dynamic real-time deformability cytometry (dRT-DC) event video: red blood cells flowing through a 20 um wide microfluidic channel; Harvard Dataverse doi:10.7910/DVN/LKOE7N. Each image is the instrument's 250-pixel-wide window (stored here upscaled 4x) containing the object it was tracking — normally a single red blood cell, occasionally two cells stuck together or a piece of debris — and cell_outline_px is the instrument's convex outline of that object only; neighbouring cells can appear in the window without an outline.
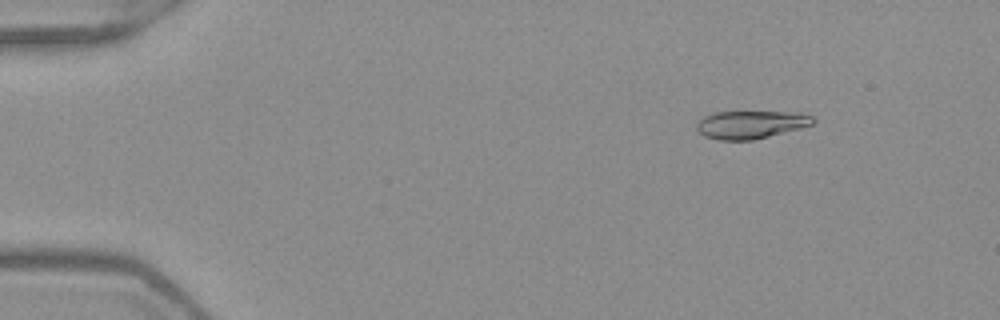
{"species": "Egyptian fruit bat (a non-hibernating species)", "species_latin": "Rousettus aegyptiacus", "temperature_condition": "warm", "stored_images_in_passage": 50, "camera_frame_rate_fps": 3000, "um_per_image_px": 0.085, "frame": {"image": 1, "passage_image": 5, "time_ms": 1.333, "image_size_px": [1000, 320], "cell_outline_px": [[816, 120], [812, 124], [800, 128], [752, 140], [720, 140], [704, 136], [696, 128], [696, 124], [704, 116], [716, 112], [796, 112], [812, 116]], "centroid_in_image_um": [63.81, 10.58], "position_along_channel_um": 21.2, "area_um2": 18.73}}
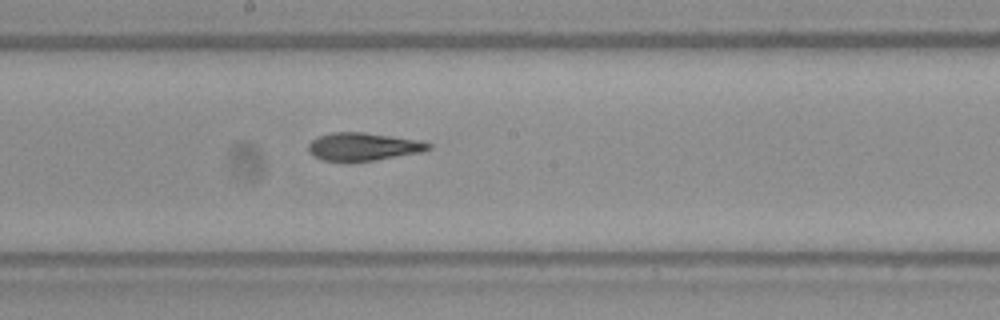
{"frame": {"image": 2, "passage_image": 27, "time_ms": 8.667, "image_size_px": [1000, 320], "cell_outline_px": [[432, 148], [420, 152], [376, 160], [320, 160], [312, 156], [308, 152], [308, 144], [312, 140], [320, 136], [332, 132], [364, 132], [420, 140], [432, 144]], "centroid_in_image_um": [30.87, 12.45], "position_along_channel_um": 217.3, "area_um2": 19.36}}
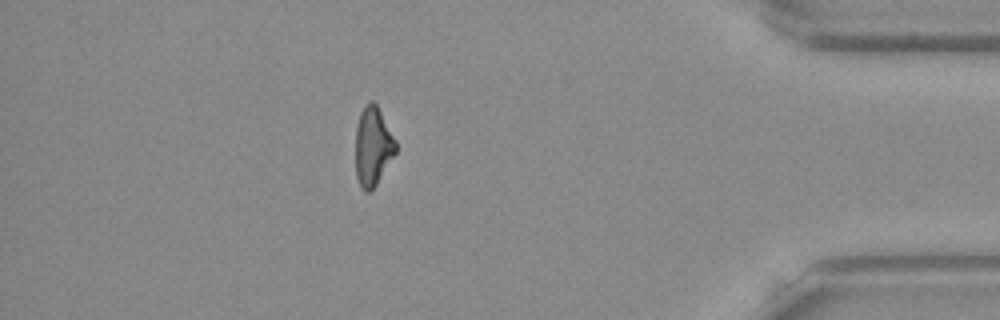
{"frame": {"image": 3, "passage_image": 44, "time_ms": 14.333, "image_size_px": [1000, 320], "cell_outline_px": [[396, 152], [376, 184], [368, 192], [364, 192], [356, 176], [356, 124], [360, 112], [364, 104], [372, 100], [376, 104], [396, 140]], "centroid_in_image_um": [31.68, 12.41], "position_along_channel_um": 403.5, "area_um2": 18.32}, "authors_computed_cell_mechanics": {"area_um2": 19.7387, "velocity_mm_per_s": 3.979, "shape_relaxation_time_tau1_ms": null, "shape_relaxation_time_tau2_ms": 3.5731, "deformation_change_tau1": null, "deformation_change_tau2": 0.1018}}